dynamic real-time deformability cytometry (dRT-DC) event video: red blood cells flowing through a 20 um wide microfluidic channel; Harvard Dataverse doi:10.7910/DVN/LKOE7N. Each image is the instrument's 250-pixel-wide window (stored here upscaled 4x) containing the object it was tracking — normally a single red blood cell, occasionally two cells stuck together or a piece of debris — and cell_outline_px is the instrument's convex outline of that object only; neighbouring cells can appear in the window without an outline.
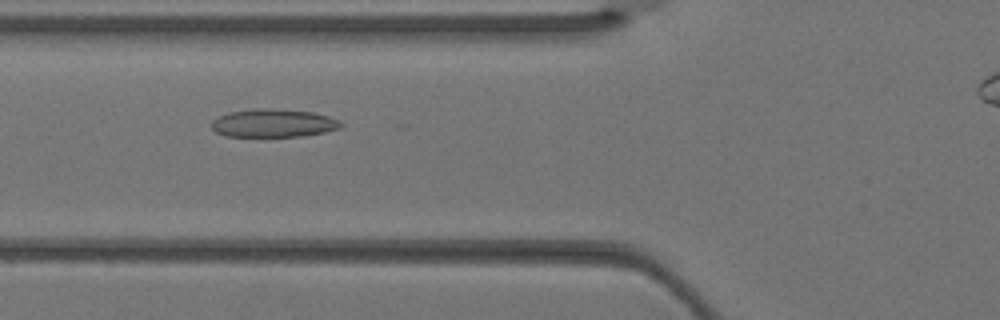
{"species": "Egyptian fruit bat (a non-hibernating species)", "species_latin": "Rousettus aegyptiacus", "temperature_condition": "warm", "stored_images_in_passage": 5, "camera_frame_rate_fps": 3000, "um_per_image_px": 0.085, "animal": {"sex": "female"}, "frame": {"image": 1, "passage_image": 5, "time_ms": 1.333, "image_size_px": [1000, 320], "cell_outline_px": [[344, 124], [340, 128], [324, 132], [304, 136], [228, 136], [216, 132], [212, 128], [212, 120], [228, 112], [256, 108], [272, 108], [312, 112], [328, 116], [340, 120]], "centroid_in_image_um": [23.26, 10.46], "position_along_channel_um": 102.5, "area_um2": 21.21}}